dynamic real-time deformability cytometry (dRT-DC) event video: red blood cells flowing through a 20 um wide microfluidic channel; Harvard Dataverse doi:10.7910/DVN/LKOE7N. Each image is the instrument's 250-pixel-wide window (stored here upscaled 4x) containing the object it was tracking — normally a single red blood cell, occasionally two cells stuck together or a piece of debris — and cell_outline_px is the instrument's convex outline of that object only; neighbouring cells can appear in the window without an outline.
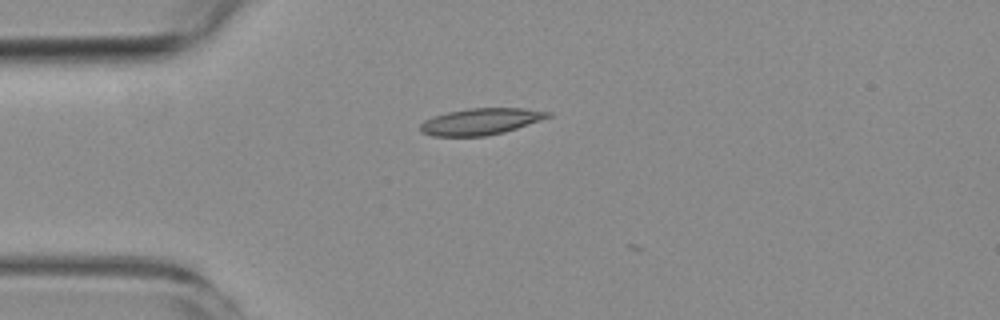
{"species": "common noctule bat (a hibernating species)", "species_latin": "Nyctalus noctula", "temperature_condition": "room temperature", "stored_images_in_passage": 5, "camera_frame_rate_fps": 3000, "um_per_image_px": 0.085, "animal": {"sex": "female", "body_mass_g": 19.3, "forearm_length_mm": 54.1}, "frame": {"image": 1, "passage_image": 4, "time_ms": 4.333, "image_size_px": [1000, 320], "cell_outline_px": [[552, 116], [504, 132], [484, 136], [432, 136], [420, 132], [420, 124], [424, 120], [432, 116], [448, 112], [468, 108], [524, 108], [552, 112]], "centroid_in_image_um": [40.83, 10.32], "position_along_channel_um": 44.2, "area_um2": 19.71}}